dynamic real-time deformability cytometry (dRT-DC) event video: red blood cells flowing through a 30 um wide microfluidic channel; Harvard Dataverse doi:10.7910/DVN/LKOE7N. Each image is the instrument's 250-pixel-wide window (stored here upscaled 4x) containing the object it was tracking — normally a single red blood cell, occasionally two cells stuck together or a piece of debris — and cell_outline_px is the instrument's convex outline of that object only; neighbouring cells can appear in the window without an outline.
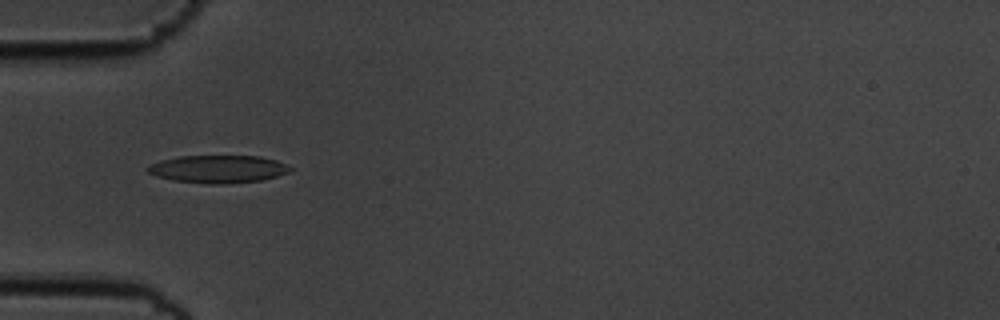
{"species": "common noctule bat (a hibernating species)", "species_latin": "Nyctalus noctula", "temperature_condition": "cold", "stored_images_in_passage": 22, "camera_frame_rate_fps": 3000, "um_per_image_px": 0.085, "animal": {"sex": "male", "body_mass_g": 19.5, "forearm_length_mm": 54.6}, "frame": {"image": 1, "passage_image": 1, "time_ms": 0.0, "image_size_px": [1000, 320], "cell_outline_px": [[292, 172], [260, 180], [220, 184], [212, 184], [172, 180], [156, 176], [148, 172], [144, 168], [160, 160], [180, 156], [260, 156], [276, 160], [288, 164], [292, 168]], "centroid_in_image_um": [18.55, 14.36], "position_along_channel_um": 66.4, "area_um2": 23.0}}
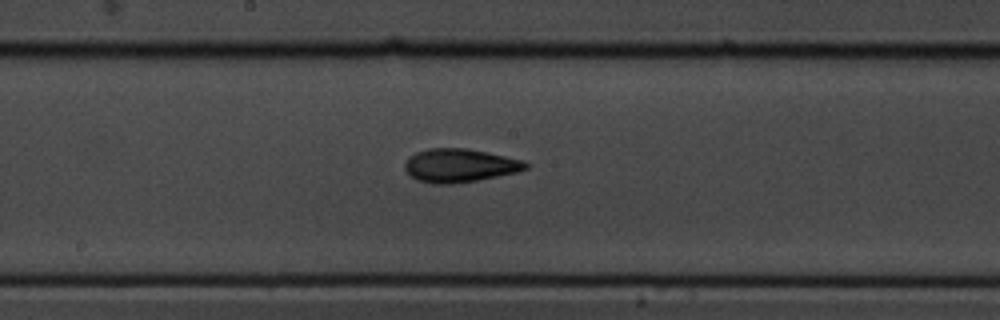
{"frame": {"image": 2, "passage_image": 13, "time_ms": 4.0, "image_size_px": [1000, 320], "cell_outline_px": [[528, 168], [516, 172], [476, 180], [452, 184], [432, 184], [416, 180], [404, 168], [404, 164], [408, 156], [416, 152], [428, 148], [464, 148], [524, 160], [528, 164]], "centroid_in_image_um": [39.02, 14.07], "position_along_channel_um": 209.2, "area_um2": 23.41}}
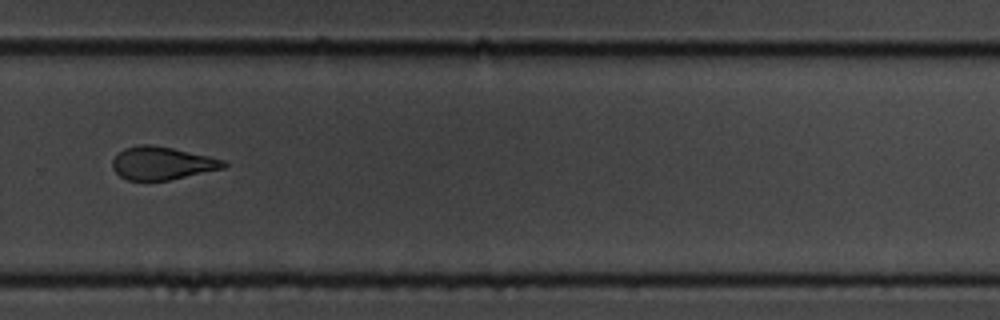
{"frame": {"image": 3, "passage_image": 22, "time_ms": 7.0, "image_size_px": [1000, 320], "cell_outline_px": [[228, 164], [224, 168], [168, 180], [128, 180], [120, 176], [112, 168], [112, 160], [124, 148], [140, 144], [152, 144], [172, 148], [208, 156], [224, 160]], "centroid_in_image_um": [13.76, 13.86], "position_along_channel_um": 316.0, "area_um2": 21.15}}